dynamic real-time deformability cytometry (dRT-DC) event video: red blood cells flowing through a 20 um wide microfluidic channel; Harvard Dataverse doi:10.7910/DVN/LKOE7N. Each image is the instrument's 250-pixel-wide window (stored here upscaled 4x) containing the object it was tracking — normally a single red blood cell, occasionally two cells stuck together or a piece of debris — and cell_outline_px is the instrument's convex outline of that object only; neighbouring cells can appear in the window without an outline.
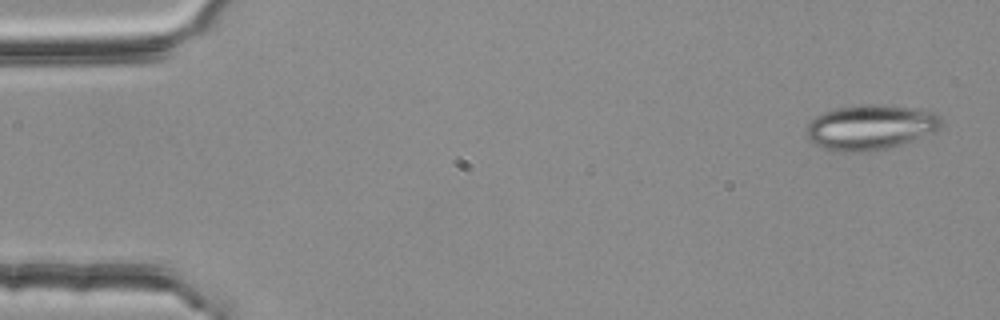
{"species": "common noctule bat (a hibernating species)", "species_latin": "Nyctalus noctula", "temperature_condition": "room temperature", "stored_images_in_passage": 4, "camera_frame_rate_fps": 3000, "um_per_image_px": 0.085, "animal": {"sex": "female", "body_mass_g": 25.1}, "frame": {"image": 1, "passage_image": 1, "time_ms": 0.0, "image_size_px": [1000, 320], "cell_outline_px": [[944, 124], [936, 132], [900, 144], [884, 148], [860, 152], [840, 152], [824, 148], [812, 144], [804, 132], [804, 128], [816, 116], [824, 112], [836, 108], [864, 104], [876, 104], [920, 108], [936, 112], [940, 116]], "centroid_in_image_um": [74.0, 10.8], "position_along_channel_um": 11.0, "area_um2": 35.78}}